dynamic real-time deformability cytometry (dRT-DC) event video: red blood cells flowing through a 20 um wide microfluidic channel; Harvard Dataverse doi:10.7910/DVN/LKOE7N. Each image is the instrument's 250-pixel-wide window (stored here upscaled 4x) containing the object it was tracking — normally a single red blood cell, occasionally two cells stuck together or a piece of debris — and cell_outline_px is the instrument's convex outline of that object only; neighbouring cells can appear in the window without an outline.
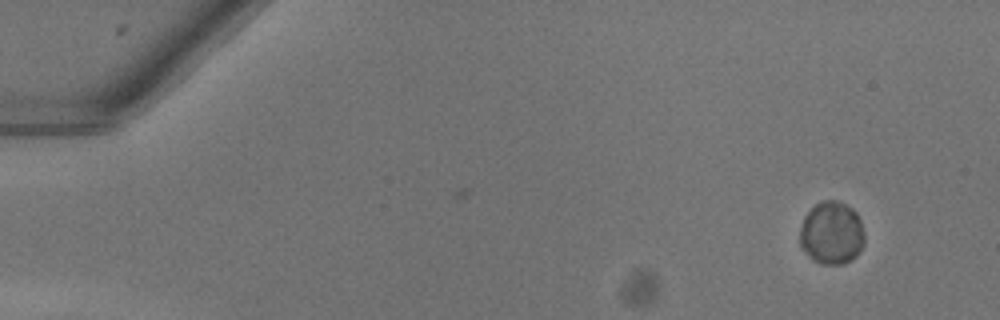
{"species": "common noctule bat (a hibernating species)", "species_latin": "Nyctalus noctula", "temperature_condition": "warm", "stored_images_in_passage": 50, "camera_frame_rate_fps": 3000, "um_per_image_px": 0.085, "animal": {"sex": "female"}, "frame": {"image": 1, "passage_image": 1, "time_ms": 0.0, "image_size_px": [1000, 320], "cell_outline_px": [[864, 244], [856, 256], [844, 264], [820, 264], [812, 260], [808, 256], [800, 244], [800, 228], [804, 216], [816, 204], [824, 200], [836, 200], [852, 208], [856, 212], [860, 220], [864, 232]], "centroid_in_image_um": [70.69, 19.82], "position_along_channel_um": 14.3, "area_um2": 23.76}}
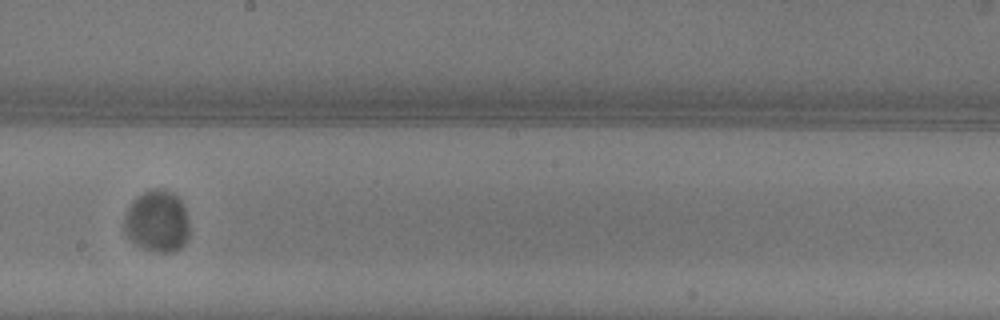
{"frame": {"image": 2, "passage_image": 28, "time_ms": 9.0, "image_size_px": [1000, 320], "cell_outline_px": [[188, 240], [180, 248], [172, 252], [160, 252], [144, 248], [132, 240], [124, 232], [124, 216], [128, 208], [144, 192], [156, 188], [168, 192], [176, 196], [180, 200], [184, 208], [188, 224]], "centroid_in_image_um": [13.36, 18.84], "position_along_channel_um": 234.8, "area_um2": 22.83}}
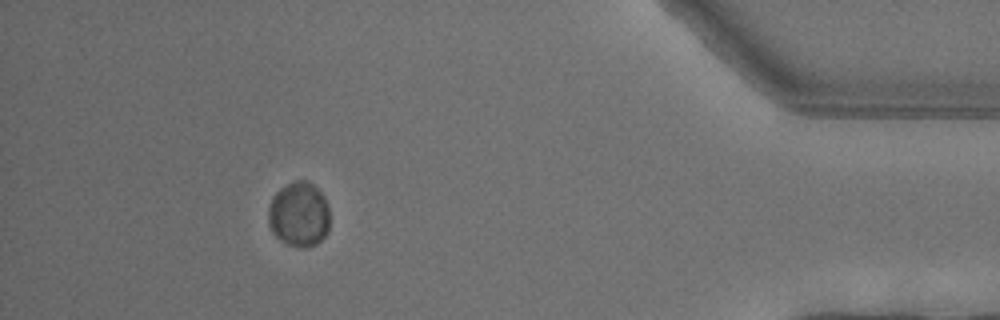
{"frame": {"image": 3, "passage_image": 45, "time_ms": 14.667, "image_size_px": [1000, 320], "cell_outline_px": [[328, 232], [316, 244], [300, 248], [288, 244], [280, 240], [272, 232], [268, 224], [268, 208], [272, 196], [280, 188], [296, 180], [304, 180], [312, 184], [324, 196], [328, 204]], "centroid_in_image_um": [25.39, 18.22], "position_along_channel_um": 409.8, "area_um2": 23.24}}